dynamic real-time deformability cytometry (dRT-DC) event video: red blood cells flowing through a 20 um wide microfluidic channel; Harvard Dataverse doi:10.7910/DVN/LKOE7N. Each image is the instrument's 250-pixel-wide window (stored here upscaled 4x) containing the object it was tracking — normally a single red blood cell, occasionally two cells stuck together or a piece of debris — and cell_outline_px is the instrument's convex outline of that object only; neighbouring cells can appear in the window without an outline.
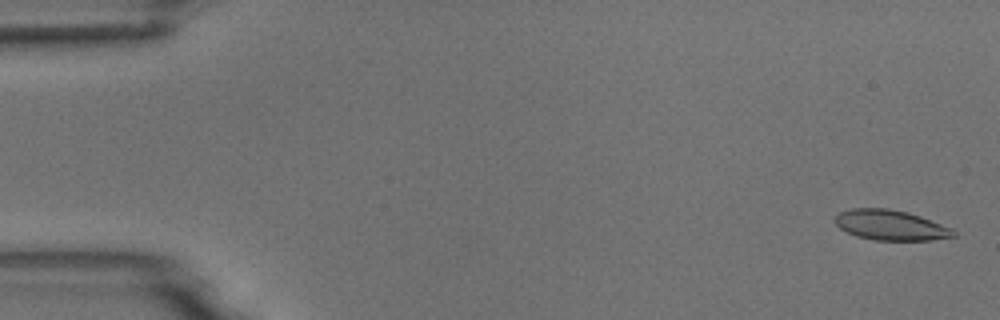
{"species": "common noctule bat (a hibernating species)", "species_latin": "Nyctalus noctula", "temperature_condition": "room temperature", "stored_images_in_passage": 4, "camera_frame_rate_fps": 3000, "um_per_image_px": 0.085, "animal": {"sex": "male", "body_mass_g": 18.8}, "frame": {"image": 1, "passage_image": 1, "time_ms": 0.0, "image_size_px": [1000, 320], "cell_outline_px": [[956, 236], [932, 240], [876, 240], [856, 236], [840, 228], [832, 220], [840, 212], [852, 208], [888, 208], [908, 212], [920, 216], [952, 228], [956, 232]], "centroid_in_image_um": [75.7, 19.13], "position_along_channel_um": 9.3, "area_um2": 20.87}}